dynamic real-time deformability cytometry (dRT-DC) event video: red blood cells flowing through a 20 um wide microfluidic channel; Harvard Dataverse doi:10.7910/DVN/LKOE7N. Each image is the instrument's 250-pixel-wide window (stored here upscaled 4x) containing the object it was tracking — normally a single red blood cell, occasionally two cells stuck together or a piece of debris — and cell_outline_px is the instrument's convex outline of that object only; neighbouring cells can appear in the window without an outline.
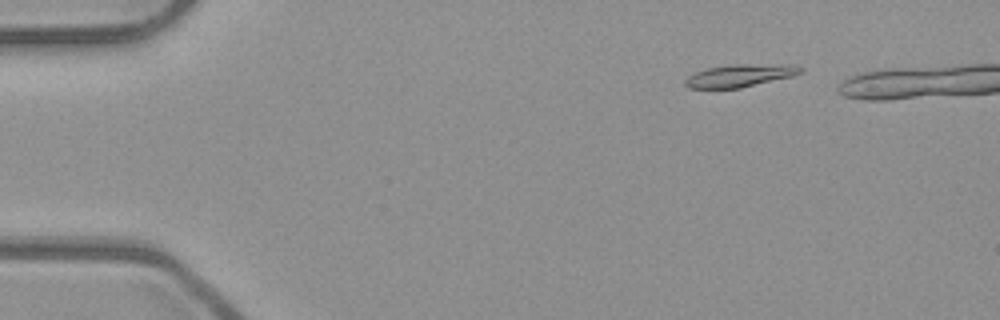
{"species": "common noctule bat (a hibernating species)", "species_latin": "Nyctalus noctula", "temperature_condition": "room temperature", "stored_images_in_passage": 39, "camera_frame_rate_fps": 3000, "um_per_image_px": 0.085, "animal": {"sex": "male", "body_mass_g": 23.1, "forearm_length_mm": 52.7}, "frame": {"image": 1, "passage_image": 1, "time_ms": 0.0, "image_size_px": [1000, 320], "cell_outline_px": [[804, 72], [792, 76], [740, 88], [688, 88], [684, 84], [684, 80], [688, 76], [696, 72], [708, 68], [728, 64], [792, 64], [804, 68]], "centroid_in_image_um": [62.92, 6.41], "position_along_channel_um": 22.1, "area_um2": 15.32}}
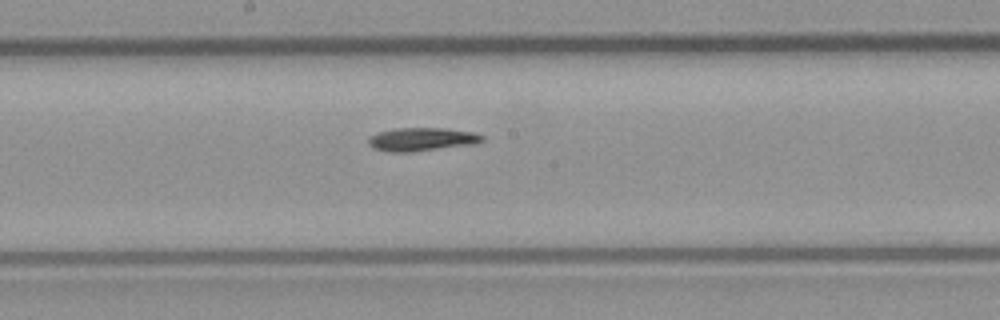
{"frame": {"image": 2, "passage_image": 22, "time_ms": 7.0, "image_size_px": [1000, 320], "cell_outline_px": [[484, 140], [476, 144], [408, 152], [388, 152], [372, 148], [368, 144], [368, 136], [380, 132], [396, 128], [444, 128], [476, 132], [484, 136]], "centroid_in_image_um": [35.86, 11.84], "position_along_channel_um": 212.3, "area_um2": 15.61}}
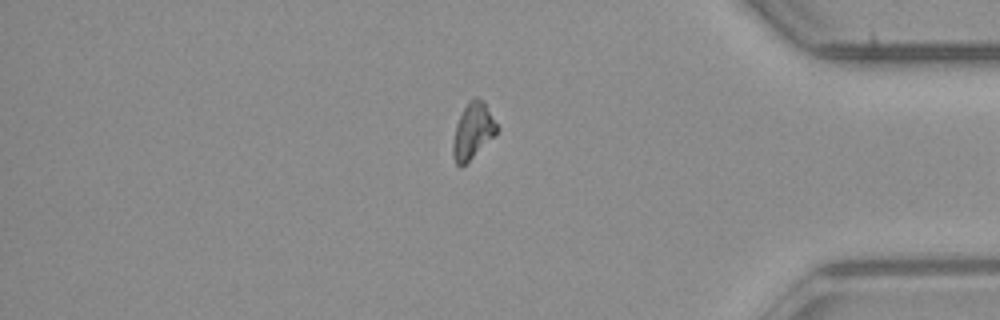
{"frame": {"image": 3, "passage_image": 38, "time_ms": 12.333, "image_size_px": [1000, 320], "cell_outline_px": [[500, 128], [460, 168], [456, 164], [452, 152], [452, 144], [456, 124], [464, 108], [476, 96], [484, 100]], "centroid_in_image_um": [40.19, 11.09], "position_along_channel_um": 395.0, "area_um2": 13.87}}